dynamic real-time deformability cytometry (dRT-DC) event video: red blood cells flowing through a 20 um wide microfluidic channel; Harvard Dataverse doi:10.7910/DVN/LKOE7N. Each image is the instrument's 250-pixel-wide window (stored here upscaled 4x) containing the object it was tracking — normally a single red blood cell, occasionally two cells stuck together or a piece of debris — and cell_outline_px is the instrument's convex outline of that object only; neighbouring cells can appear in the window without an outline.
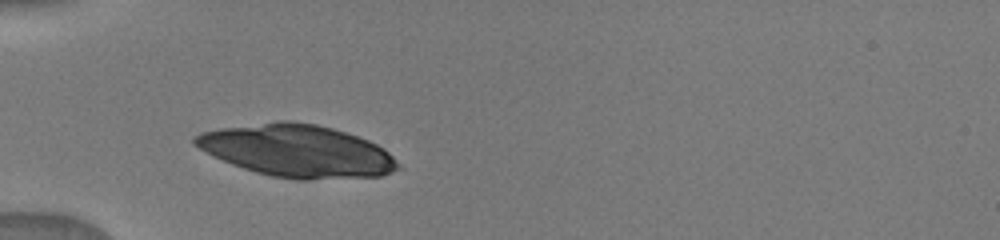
{"species": "human", "species_latin": "Homo sapiens", "temperature_condition": "warm", "stored_images_in_passage": 10, "camera_frame_rate_fps": 3000, "um_per_image_px": 0.085, "donor": {"sex": "male"}, "frame": {"image": 1, "passage_image": 4, "time_ms": 1.667, "image_size_px": [1000, 240], "cell_outline_px": [[400, 168], [392, 172], [380, 176], [308, 180], [296, 180], [272, 176], [256, 172], [232, 164], [192, 144], [192, 140], [200, 132], [220, 128], [280, 120], [292, 120], [316, 124], [332, 128], [368, 140], [384, 148], [392, 156]], "centroid_in_image_um": [25.26, 12.82], "position_along_channel_um": 59.7, "area_um2": 61.56}}